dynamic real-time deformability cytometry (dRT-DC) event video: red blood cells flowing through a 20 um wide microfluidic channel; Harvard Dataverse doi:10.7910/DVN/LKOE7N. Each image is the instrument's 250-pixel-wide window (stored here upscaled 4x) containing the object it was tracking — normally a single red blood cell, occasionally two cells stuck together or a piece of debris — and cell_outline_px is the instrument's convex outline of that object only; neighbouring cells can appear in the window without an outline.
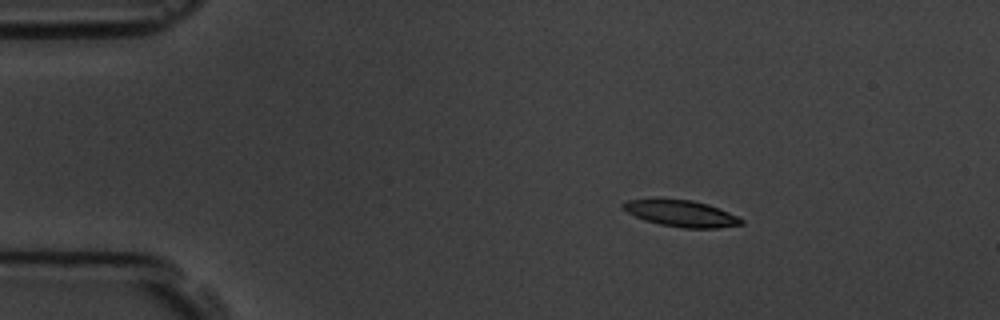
{"species": "common noctule bat (a hibernating species)", "species_latin": "Nyctalus noctula", "temperature_condition": "room temperature", "stored_images_in_passage": 3, "camera_frame_rate_fps": 3000, "um_per_image_px": 0.085, "animal": {"sex": "male", "body_mass_g": 19.5, "forearm_length_mm": 54.6}, "frame": {"image": 1, "passage_image": 1, "time_ms": 0.0, "image_size_px": [1000, 320], "cell_outline_px": [[744, 224], [716, 228], [684, 228], [660, 224], [644, 220], [620, 208], [620, 204], [628, 200], [660, 196], [692, 200], [708, 204], [728, 212], [744, 220]], "centroid_in_image_um": [57.82, 18.1], "position_along_channel_um": 27.2, "area_um2": 18.79}}